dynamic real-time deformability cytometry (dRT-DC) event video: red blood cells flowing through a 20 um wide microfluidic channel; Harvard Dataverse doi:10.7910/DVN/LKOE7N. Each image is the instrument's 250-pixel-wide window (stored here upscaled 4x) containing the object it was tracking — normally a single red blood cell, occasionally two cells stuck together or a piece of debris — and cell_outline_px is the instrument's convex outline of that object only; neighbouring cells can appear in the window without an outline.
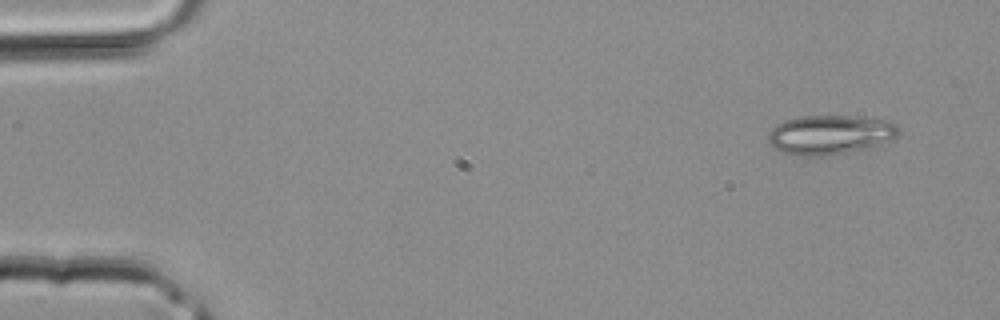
{"species": "common noctule bat (a hibernating species)", "species_latin": "Nyctalus noctula", "temperature_condition": "room temperature", "stored_images_in_passage": 3, "camera_frame_rate_fps": 3000, "um_per_image_px": 0.085, "animal": {"sex": "male", "body_mass_g": 20.4}, "frame": {"image": 1, "passage_image": 1, "time_ms": 0.0, "image_size_px": [1000, 320], "cell_outline_px": [[900, 128], [896, 136], [892, 140], [868, 148], [820, 156], [804, 156], [784, 152], [776, 148], [768, 140], [768, 132], [776, 124], [784, 120], [800, 116], [848, 116], [888, 120], [896, 124]], "centroid_in_image_um": [70.56, 11.43], "position_along_channel_um": 14.4, "area_um2": 29.65}}